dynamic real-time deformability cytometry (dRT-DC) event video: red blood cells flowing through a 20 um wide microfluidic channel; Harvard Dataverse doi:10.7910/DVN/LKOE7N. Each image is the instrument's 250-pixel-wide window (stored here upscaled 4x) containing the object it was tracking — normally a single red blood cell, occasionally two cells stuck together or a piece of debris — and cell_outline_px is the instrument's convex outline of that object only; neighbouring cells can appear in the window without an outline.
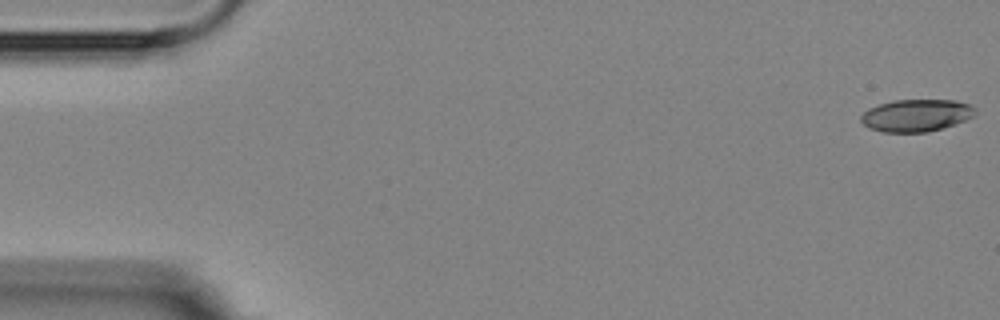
{"species": "Egyptian fruit bat (a non-hibernating species)", "species_latin": "Rousettus aegyptiacus", "temperature_condition": "room temperature", "stored_images_in_passage": 16, "segment_of_instrument_passage": [1, 2], "camera_frame_rate_fps": 3000, "um_per_image_px": 0.085, "animal": {"sex": "female"}, "frame": {"image": 1, "passage_image": 1, "time_ms": 0.0, "image_size_px": [1000, 320], "cell_outline_px": [[976, 112], [972, 116], [956, 124], [928, 132], [880, 132], [868, 128], [860, 120], [860, 116], [868, 108], [880, 104], [896, 100], [952, 100], [968, 104], [976, 108]], "centroid_in_image_um": [77.85, 9.82], "position_along_channel_um": 7.1, "area_um2": 21.44}}
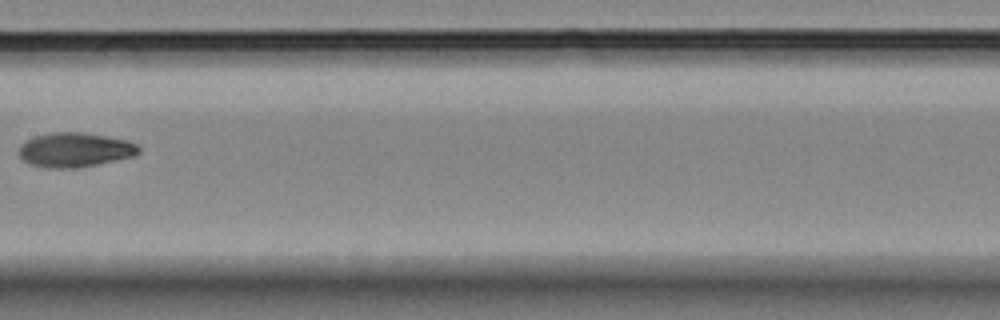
{"frame": {"image": 2, "passage_image": 8, "time_ms": 9.0, "image_size_px": [1000, 320], "cell_outline_px": [[140, 152], [136, 156], [80, 168], [48, 168], [32, 164], [24, 160], [20, 156], [20, 144], [24, 140], [32, 136], [52, 132], [84, 132], [128, 140], [136, 144], [140, 148]], "centroid_in_image_um": [6.39, 12.73], "position_along_channel_um": 201.0, "area_um2": 24.33}}
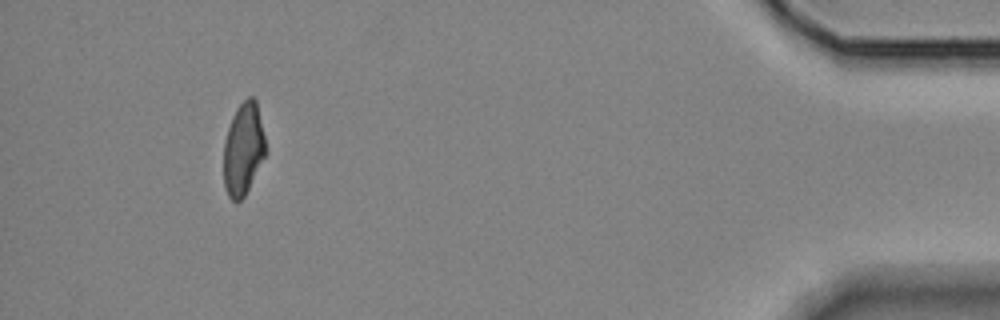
{"frame": {"image": 3, "passage_image": 14, "time_ms": 16.667, "image_size_px": [1000, 320], "cell_outline_px": [[268, 152], [244, 196], [240, 200], [232, 200], [228, 196], [224, 188], [224, 140], [232, 116], [236, 108], [248, 96], [252, 96], [256, 100]], "centroid_in_image_um": [20.69, 12.66], "position_along_channel_um": 414.5, "area_um2": 22.72}}